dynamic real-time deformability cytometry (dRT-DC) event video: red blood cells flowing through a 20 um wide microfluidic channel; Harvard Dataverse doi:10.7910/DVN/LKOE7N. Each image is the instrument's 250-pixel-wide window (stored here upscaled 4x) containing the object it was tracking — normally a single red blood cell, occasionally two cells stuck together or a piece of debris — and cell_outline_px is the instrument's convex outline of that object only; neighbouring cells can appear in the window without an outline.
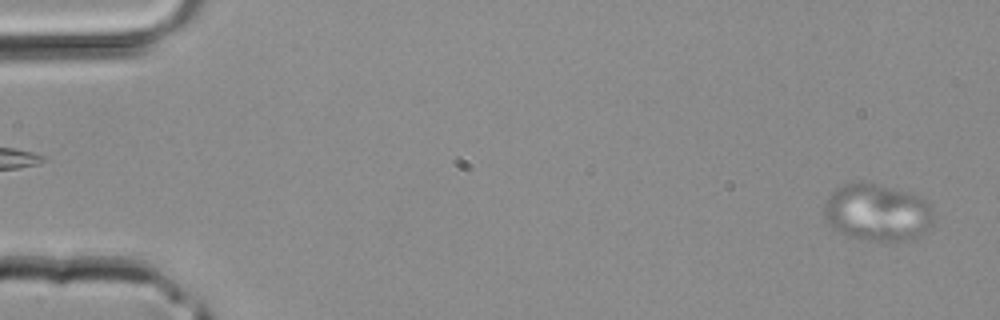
{"species": "common noctule bat (a hibernating species)", "species_latin": "Nyctalus noctula", "temperature_condition": "room temperature", "stored_images_in_passage": 39, "segment_of_instrument_passage": [1, 2], "camera_frame_rate_fps": 3000, "um_per_image_px": 0.085, "animal": {"sex": "male", "body_mass_g": 20.4}, "frame": {"image": 1, "passage_image": 1, "time_ms": 0.0, "image_size_px": [1000, 320], "cell_outline_px": [[936, 220], [928, 232], [908, 240], [868, 240], [852, 236], [832, 228], [824, 216], [824, 204], [828, 196], [836, 188], [844, 184], [864, 180], [908, 192], [920, 196], [932, 208]], "centroid_in_image_um": [74.61, 18.03], "position_along_channel_um": 10.4, "area_um2": 36.82}}
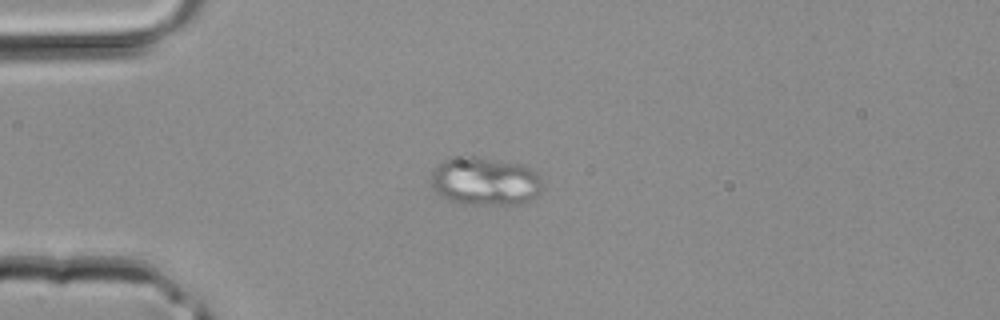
{"frame": {"image": 2, "passage_image": 10, "time_ms": 3.0, "image_size_px": [1000, 320], "cell_outline_px": [[544, 188], [536, 196], [520, 204], [472, 204], [448, 200], [440, 196], [432, 188], [432, 172], [448, 156], [464, 152], [520, 164], [532, 168], [540, 176]], "centroid_in_image_um": [41.22, 15.35], "position_along_channel_um": 43.8, "area_um2": 32.25}}